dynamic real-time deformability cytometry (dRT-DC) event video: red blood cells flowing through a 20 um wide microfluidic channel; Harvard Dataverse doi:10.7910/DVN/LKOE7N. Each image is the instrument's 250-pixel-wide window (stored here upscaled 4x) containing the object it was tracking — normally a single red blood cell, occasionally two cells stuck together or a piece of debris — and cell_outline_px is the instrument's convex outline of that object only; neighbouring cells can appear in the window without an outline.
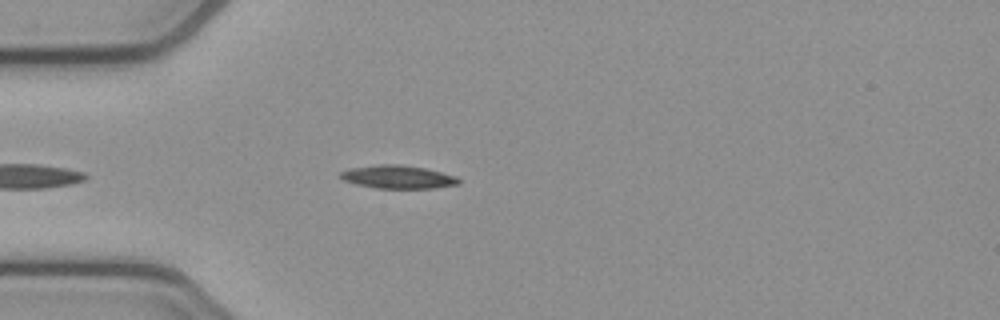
{"species": "common noctule bat (a hibernating species)", "species_latin": "Nyctalus noctula", "temperature_condition": "cold", "stored_images_in_passage": 28, "camera_frame_rate_fps": 3000, "um_per_image_px": 0.085, "animal": {"sex": "female", "body_mass_g": 21.9}, "frame": {"image": 1, "passage_image": 3, "time_ms": 0.667, "image_size_px": [1000, 320], "cell_outline_px": [[460, 184], [436, 188], [376, 188], [356, 184], [344, 180], [340, 176], [340, 172], [348, 168], [380, 164], [400, 164], [424, 168], [456, 176], [460, 180]], "centroid_in_image_um": [33.82, 15.04], "position_along_channel_um": 51.2, "area_um2": 15.95}}
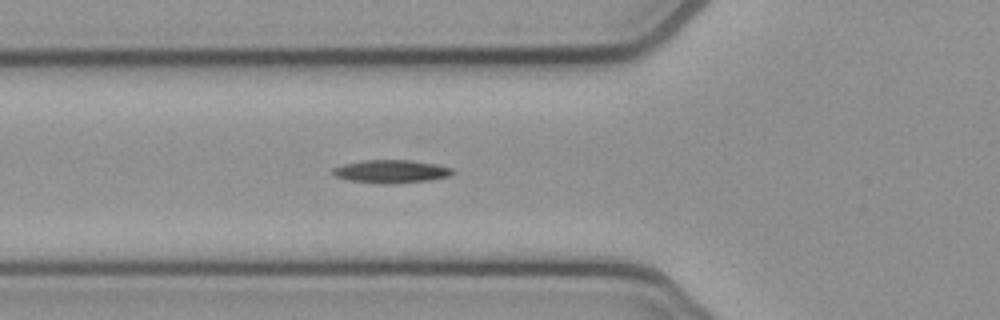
{"frame": {"image": 2, "passage_image": 7, "time_ms": 2.0, "image_size_px": [1000, 320], "cell_outline_px": [[456, 172], [448, 176], [428, 180], [388, 184], [380, 184], [348, 180], [332, 176], [332, 168], [344, 164], [360, 160], [408, 160], [436, 164], [452, 168]], "centroid_in_image_um": [33.19, 14.57], "position_along_channel_um": 92.6, "area_um2": 16.18}}
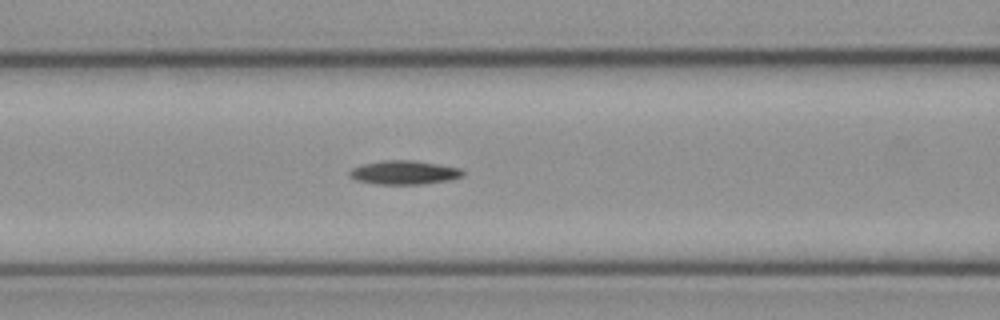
{"frame": {"image": 3, "passage_image": 10, "time_ms": 3.0, "image_size_px": [1000, 320], "cell_outline_px": [[464, 176], [452, 180], [424, 184], [376, 184], [356, 180], [348, 176], [348, 172], [352, 168], [364, 164], [384, 160], [416, 160], [460, 168], [464, 172]], "centroid_in_image_um": [34.37, 14.67], "position_along_channel_um": 132.2, "area_um2": 15.9}, "authors_computed_cell_mechanics": {"area_um2": 16.0395, "velocity_mm_per_s": 3.873, "shape_relaxation_time_tau1_ms": 1.972, "shape_relaxation_time_tau2_ms": 4.2191, "deformation_change_tau1": 0.1258, "deformation_change_tau2": 0.1149}}